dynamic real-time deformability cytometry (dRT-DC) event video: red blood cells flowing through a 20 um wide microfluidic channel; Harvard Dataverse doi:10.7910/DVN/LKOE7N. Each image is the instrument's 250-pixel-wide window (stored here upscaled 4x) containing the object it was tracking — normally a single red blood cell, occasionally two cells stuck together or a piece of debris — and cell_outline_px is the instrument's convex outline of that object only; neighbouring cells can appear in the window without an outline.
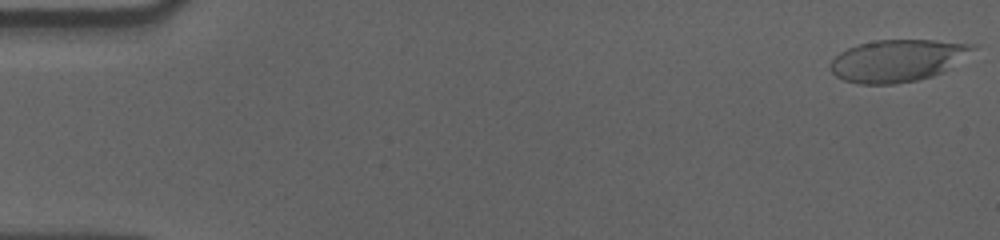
{"species": "human", "species_latin": "Homo sapiens", "temperature_condition": "cold", "stored_images_in_passage": 57, "camera_frame_rate_fps": 3000, "um_per_image_px": 0.085, "donor": {"sex": "male"}, "frame": {"image": 1, "passage_image": 1, "time_ms": 0.0, "image_size_px": [1000, 240], "cell_outline_px": [[976, 48], [944, 72], [932, 76], [916, 80], [892, 84], [860, 84], [844, 80], [836, 76], [828, 68], [832, 60], [840, 52], [848, 48], [860, 44], [876, 40], [936, 40], [976, 44]], "centroid_in_image_um": [76.28, 5.14], "position_along_channel_um": 8.7, "area_um2": 34.8}}
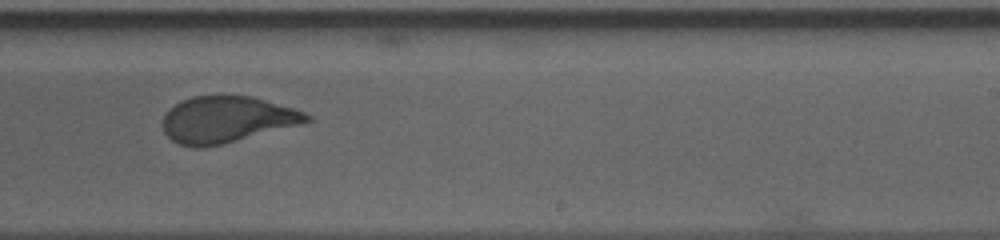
{"frame": {"image": 2, "passage_image": 36, "time_ms": 11.667, "image_size_px": [1000, 240], "cell_outline_px": [[312, 120], [224, 144], [204, 148], [192, 148], [180, 144], [172, 140], [164, 132], [164, 116], [168, 108], [180, 100], [192, 96], [252, 96], [292, 108], [304, 112], [312, 116]], "centroid_in_image_um": [19.22, 10.16], "position_along_channel_um": 269.8, "area_um2": 38.61}}
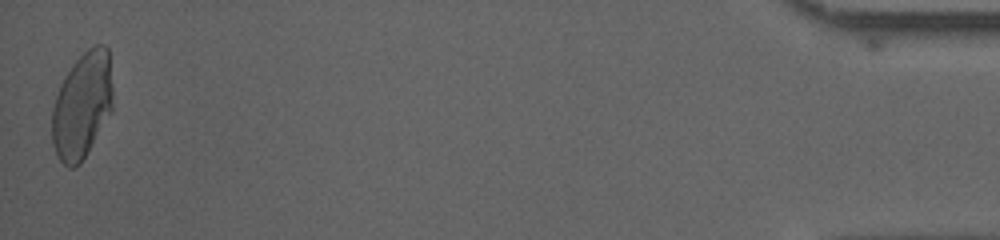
{"frame": {"image": 3, "passage_image": 57, "time_ms": 18.667, "image_size_px": [1000, 240], "cell_outline_px": [[112, 112], [80, 164], [76, 168], [68, 168], [60, 160], [52, 144], [52, 108], [60, 84], [64, 76], [72, 64], [88, 48], [96, 44], [104, 44], [108, 48], [112, 88]], "centroid_in_image_um": [6.98, 8.96], "position_along_channel_um": 428.2, "area_um2": 37.8}, "authors_computed_cell_mechanics": {"area_um2": 38.8416, "velocity_mm_per_s": 3.5522, "shape_relaxation_time_tau1_ms": 6.661, "shape_relaxation_time_tau2_ms": null, "deformation_change_tau1": 0.1926, "deformation_change_tau2": null}}